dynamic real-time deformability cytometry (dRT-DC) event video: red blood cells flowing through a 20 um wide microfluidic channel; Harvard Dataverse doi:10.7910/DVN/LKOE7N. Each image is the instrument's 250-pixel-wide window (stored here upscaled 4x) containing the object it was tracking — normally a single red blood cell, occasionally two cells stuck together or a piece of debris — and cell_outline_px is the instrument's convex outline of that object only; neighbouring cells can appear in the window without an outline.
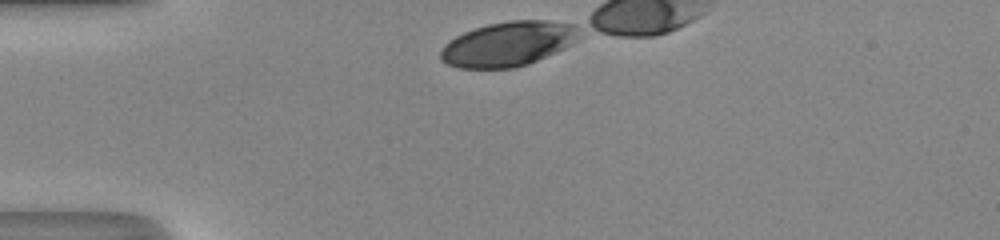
{"species": "human", "species_latin": "Homo sapiens", "temperature_condition": "room temperature", "stored_images_in_passage": 11, "camera_frame_rate_fps": 3000, "um_per_image_px": 0.085, "donor": {"sex": "male"}, "frame": {"image": 1, "passage_image": 1, "time_ms": 0.0, "image_size_px": [1000, 240], "cell_outline_px": [[572, 24], [560, 48], [536, 60], [524, 64], [508, 68], [460, 68], [448, 64], [440, 56], [440, 52], [456, 36], [464, 32], [476, 28], [492, 24], [516, 20], [540, 20]], "centroid_in_image_um": [42.94, 3.75], "position_along_channel_um": 42.1, "area_um2": 33.23}}